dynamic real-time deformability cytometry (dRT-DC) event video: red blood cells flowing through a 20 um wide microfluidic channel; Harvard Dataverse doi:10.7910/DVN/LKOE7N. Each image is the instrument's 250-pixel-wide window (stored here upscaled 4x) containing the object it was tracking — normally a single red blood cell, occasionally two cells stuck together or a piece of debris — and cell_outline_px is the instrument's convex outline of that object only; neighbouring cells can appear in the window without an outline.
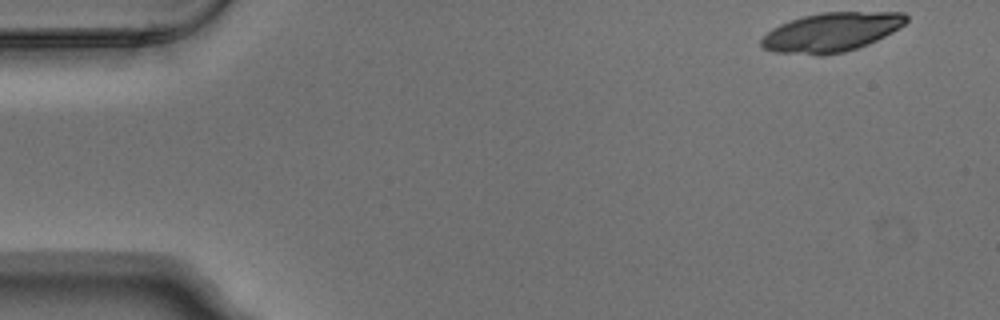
{"species": "Egyptian fruit bat (a non-hibernating species)", "species_latin": "Rousettus aegyptiacus", "temperature_condition": "warm", "stored_images_in_passage": 4, "camera_frame_rate_fps": 3000, "um_per_image_px": 0.085, "animal": {"sex": "male"}, "frame": {"image": 1, "passage_image": 1, "time_ms": 0.0, "image_size_px": [1000, 320], "cell_outline_px": [[908, 20], [900, 28], [868, 44], [844, 52], [824, 56], [816, 56], [776, 52], [764, 48], [760, 44], [760, 40], [772, 28], [780, 24], [804, 16], [820, 12], [904, 12], [908, 16]], "centroid_in_image_um": [70.67, 2.74], "position_along_channel_um": 14.3, "area_um2": 33.12}}
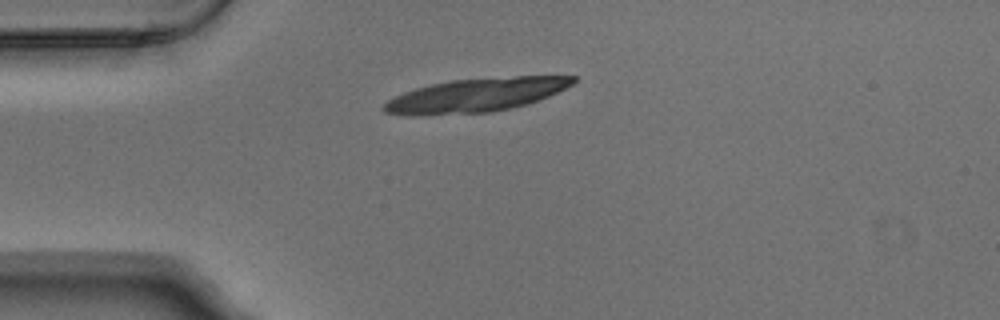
{"frame": {"image": 2, "passage_image": 4, "time_ms": 1.0, "image_size_px": [1000, 320], "cell_outline_px": [[576, 80], [572, 84], [540, 100], [492, 112], [420, 116], [404, 116], [384, 112], [380, 108], [388, 100], [404, 92], [416, 88], [432, 84], [452, 80], [516, 76], [576, 76]], "centroid_in_image_um": [40.38, 8.1], "position_along_channel_um": 44.6, "area_um2": 37.05}}